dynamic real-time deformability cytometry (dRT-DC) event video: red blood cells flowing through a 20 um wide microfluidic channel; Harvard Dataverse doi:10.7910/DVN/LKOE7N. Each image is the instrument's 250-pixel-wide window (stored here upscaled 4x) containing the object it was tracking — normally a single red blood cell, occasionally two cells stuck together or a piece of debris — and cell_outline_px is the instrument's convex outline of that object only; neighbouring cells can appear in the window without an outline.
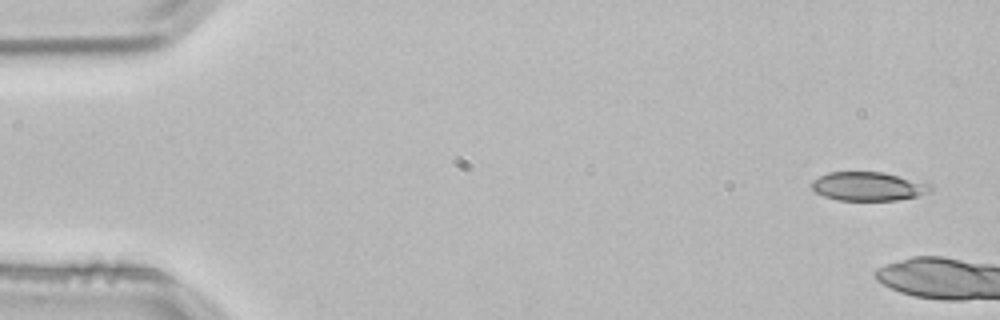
{"species": "common noctule bat (a hibernating species)", "species_latin": "Nyctalus noctula", "temperature_condition": "room temperature", "stored_images_in_passage": 3, "camera_frame_rate_fps": 3000, "um_per_image_px": 0.085, "animal": {"sex": "male", "body_mass_g": 21.5, "forearm_length_mm": 52.0}, "frame": {"image": 1, "passage_image": 1, "time_ms": 0.0, "image_size_px": [1000, 320], "cell_outline_px": [[936, 188], [932, 192], [920, 196], [896, 200], [840, 200], [824, 196], [816, 192], [812, 188], [812, 180], [828, 172], [884, 172], [932, 184]], "centroid_in_image_um": [73.88, 15.84], "position_along_channel_um": 11.1, "area_um2": 20.11}}